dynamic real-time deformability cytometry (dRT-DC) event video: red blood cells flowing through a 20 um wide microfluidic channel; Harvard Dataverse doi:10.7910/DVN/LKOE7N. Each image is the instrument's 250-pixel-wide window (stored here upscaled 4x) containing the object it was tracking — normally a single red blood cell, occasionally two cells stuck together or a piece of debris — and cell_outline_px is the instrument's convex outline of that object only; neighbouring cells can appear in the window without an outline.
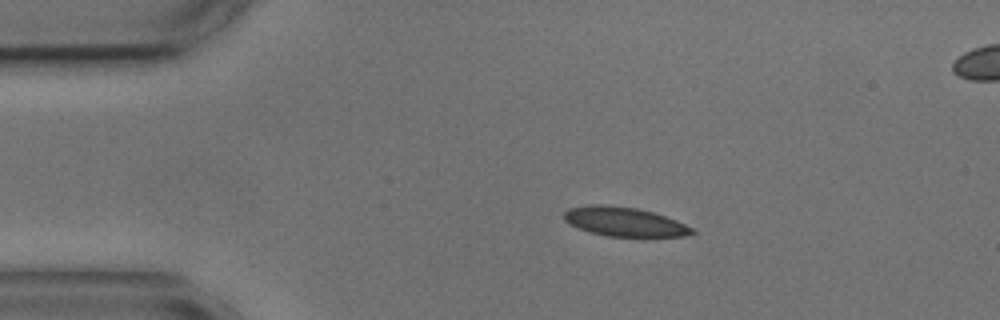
{"species": "common noctule bat (a hibernating species)", "species_latin": "Nyctalus noctula", "temperature_condition": "cold", "stored_images_in_passage": 7, "camera_frame_rate_fps": 3000, "um_per_image_px": 0.085, "animal": {"sex": "male", "body_mass_g": 17.9, "forearm_length_mm": 54.2}, "frame": {"image": 1, "passage_image": 3, "time_ms": 2.667, "image_size_px": [1000, 320], "cell_outline_px": [[696, 232], [684, 236], [644, 240], [608, 236], [588, 232], [568, 224], [564, 220], [564, 212], [568, 208], [592, 204], [604, 204], [636, 208], [652, 212], [676, 220], [692, 228]], "centroid_in_image_um": [53.1, 18.9], "position_along_channel_um": 31.9, "area_um2": 22.77}}